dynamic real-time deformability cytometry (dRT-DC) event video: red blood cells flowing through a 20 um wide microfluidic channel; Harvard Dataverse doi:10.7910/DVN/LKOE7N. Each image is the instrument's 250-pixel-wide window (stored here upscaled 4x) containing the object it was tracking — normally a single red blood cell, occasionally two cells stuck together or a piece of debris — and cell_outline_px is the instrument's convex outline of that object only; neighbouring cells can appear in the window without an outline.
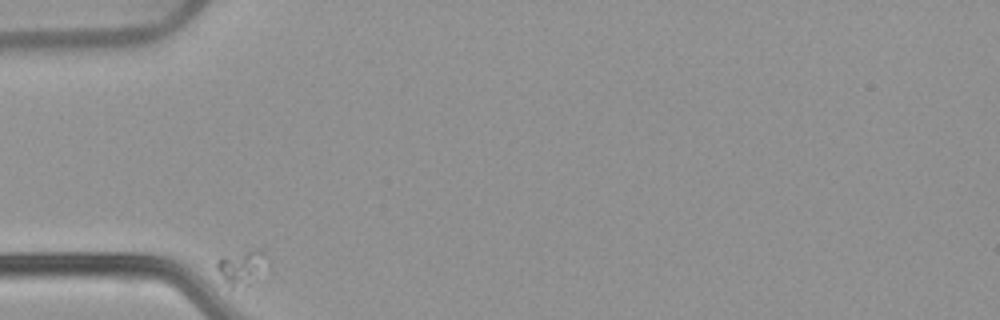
{"species": "common noctule bat (a hibernating species)", "species_latin": "Nyctalus noctula", "temperature_condition": "warm", "stored_images_in_passage": 37, "camera_frame_rate_fps": 3000, "um_per_image_px": 0.085, "animal": {"sex": "female", "body_mass_g": 22.7, "forearm_length_mm": 54.2}, "frame": {"image": 1, "passage_image": 1, "time_ms": 0.0, "image_size_px": [1000, 320], "cell_outline_px": [[272, 260], [256, 280], [248, 284], [232, 288], [224, 280], [216, 268], [216, 260], [220, 256], [256, 248], [260, 248]], "centroid_in_image_um": [20.61, 22.66], "position_along_channel_um": 64.4, "area_um2": 10.64}}